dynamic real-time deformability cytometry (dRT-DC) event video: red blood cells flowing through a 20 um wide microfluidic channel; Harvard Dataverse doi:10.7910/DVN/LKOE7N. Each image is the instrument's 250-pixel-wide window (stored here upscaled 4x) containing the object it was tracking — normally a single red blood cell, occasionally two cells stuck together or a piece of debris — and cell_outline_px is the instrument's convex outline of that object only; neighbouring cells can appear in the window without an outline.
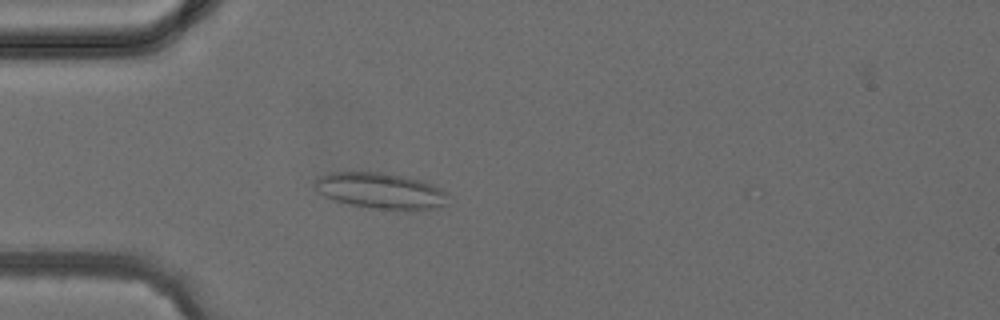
{"species": "common noctule bat (a hibernating species)", "species_latin": "Nyctalus noctula", "temperature_condition": "cold", "stored_images_in_passage": 3, "camera_frame_rate_fps": 3000, "um_per_image_px": 0.085, "animal": {"sex": "female", "body_mass_g": 24.6, "forearm_length_mm": 56.2}, "frame": {"image": 1, "passage_image": 3, "time_ms": 3.333, "image_size_px": [1000, 320], "cell_outline_px": [[448, 192], [444, 204], [436, 208], [372, 208], [348, 204], [324, 196], [316, 188], [316, 180], [320, 176], [328, 172], [380, 172], [404, 176], [420, 180], [432, 184]], "centroid_in_image_um": [32.32, 16.18], "position_along_channel_um": 52.7, "area_um2": 27.22}}